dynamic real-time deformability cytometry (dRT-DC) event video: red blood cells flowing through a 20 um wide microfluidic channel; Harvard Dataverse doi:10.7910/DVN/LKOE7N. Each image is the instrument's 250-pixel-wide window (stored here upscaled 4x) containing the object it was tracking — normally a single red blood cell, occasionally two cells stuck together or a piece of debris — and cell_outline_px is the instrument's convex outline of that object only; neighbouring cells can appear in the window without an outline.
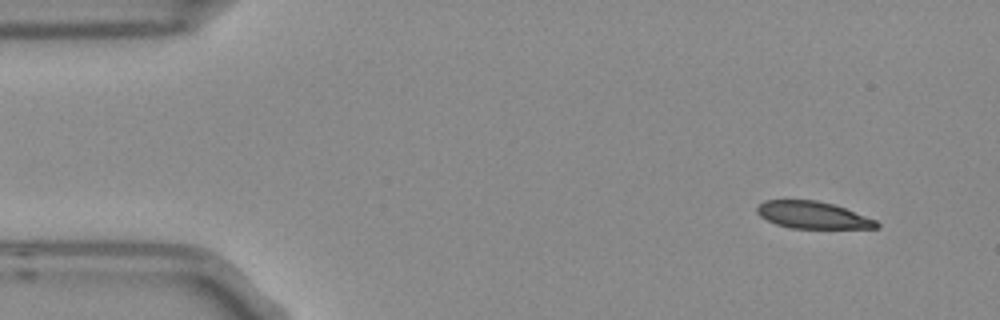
{"species": "Egyptian fruit bat (a non-hibernating species)", "species_latin": "Rousettus aegyptiacus", "temperature_condition": "room temperature", "stored_images_in_passage": 4, "camera_frame_rate_fps": 3000, "um_per_image_px": 0.085, "frame": {"image": 1, "passage_image": 1, "time_ms": 0.0, "image_size_px": [1000, 320], "cell_outline_px": [[880, 228], [792, 228], [776, 224], [760, 216], [756, 212], [756, 208], [764, 200], [816, 200], [832, 204], [844, 208], [876, 220], [880, 224]], "centroid_in_image_um": [69.07, 18.28], "position_along_channel_um": 15.9, "area_um2": 18.67}}
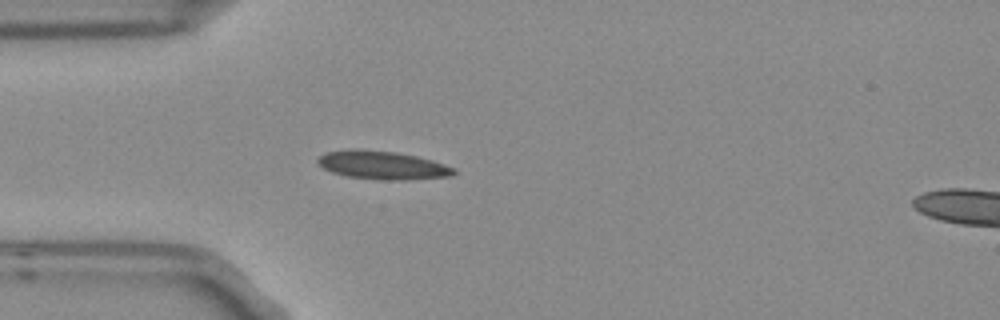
{"frame": {"image": 2, "passage_image": 4, "time_ms": 1.0, "image_size_px": [1000, 320], "cell_outline_px": [[456, 172], [452, 176], [408, 180], [380, 180], [348, 176], [332, 172], [324, 168], [316, 160], [324, 152], [352, 148], [356, 148], [396, 152], [416, 156], [432, 160], [456, 168]], "centroid_in_image_um": [32.52, 14.03], "position_along_channel_um": 52.5, "area_um2": 22.66}}